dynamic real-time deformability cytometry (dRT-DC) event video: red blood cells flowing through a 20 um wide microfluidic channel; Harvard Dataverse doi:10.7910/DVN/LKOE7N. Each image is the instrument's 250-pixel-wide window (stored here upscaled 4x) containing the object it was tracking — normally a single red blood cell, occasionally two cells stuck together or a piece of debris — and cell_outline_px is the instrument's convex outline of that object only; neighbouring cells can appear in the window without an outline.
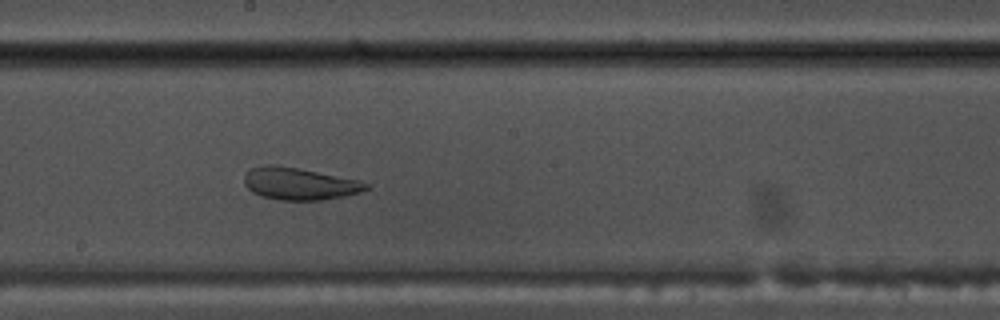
{"species": "common noctule bat (a hibernating species)", "species_latin": "Nyctalus noctula", "temperature_condition": "warm", "stored_images_in_passage": 43, "camera_frame_rate_fps": 3000, "um_per_image_px": 0.085, "animal": {"sex": "male", "body_mass_g": 17.5, "forearm_length_mm": 52.3}, "frame": {"image": 1, "passage_image": 19, "time_ms": 6.0, "image_size_px": [1000, 320], "cell_outline_px": [[372, 188], [360, 192], [344, 196], [324, 200], [280, 200], [260, 196], [252, 192], [244, 184], [244, 172], [252, 168], [264, 164], [272, 164], [296, 168], [360, 180], [372, 184]], "centroid_in_image_um": [25.46, 15.62], "position_along_channel_um": 222.7, "area_um2": 23.06}}
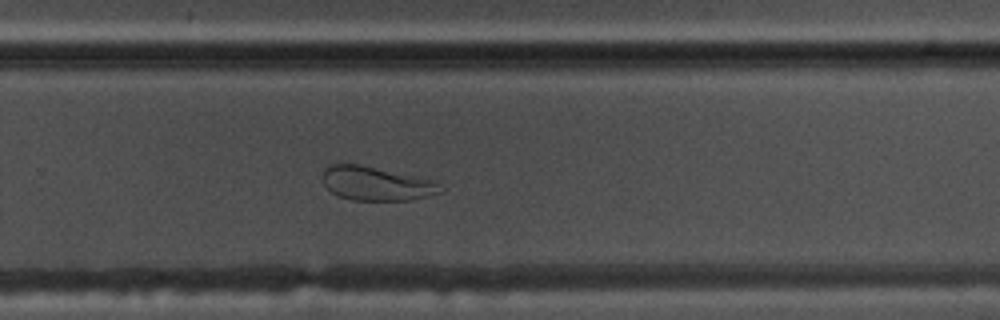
{"frame": {"image": 2, "passage_image": 25, "time_ms": 8.0, "image_size_px": [1000, 320], "cell_outline_px": [[444, 188], [440, 192], [412, 200], [352, 200], [340, 196], [332, 192], [324, 184], [324, 168], [328, 164], [356, 164], [436, 180]], "centroid_in_image_um": [32.01, 15.6], "position_along_channel_um": 297.8, "area_um2": 23.06}}
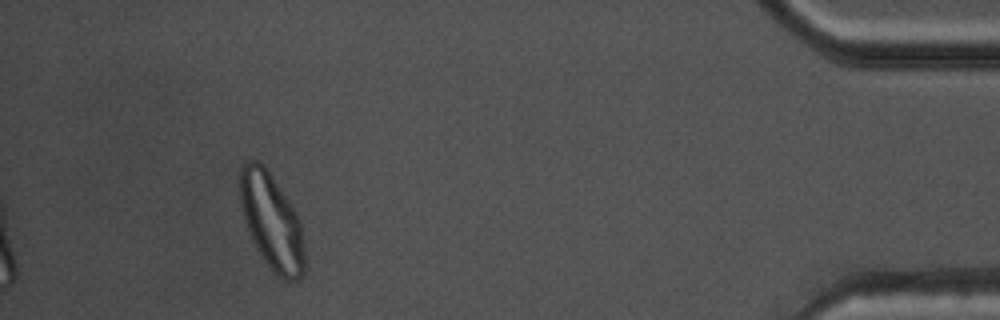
{"frame": {"image": 3, "passage_image": 39, "time_ms": 12.667, "image_size_px": [1000, 320], "cell_outline_px": [[304, 272], [300, 280], [284, 280], [268, 264], [256, 248], [252, 240], [244, 220], [240, 208], [240, 168], [248, 160], [256, 160], [268, 172], [288, 200], [296, 212], [300, 220], [304, 248]], "centroid_in_image_um": [23.08, 18.85], "position_along_channel_um": 412.1, "area_um2": 35.6}, "authors_computed_cell_mechanics": {"area_um2": 28.2064, "velocity_mm_per_s": 3.7524, "shape_relaxation_time_tau1_ms": null, "shape_relaxation_time_tau2_ms": 1.3924, "deformation_change_tau1": null, "deformation_change_tau2": 0.0821}}